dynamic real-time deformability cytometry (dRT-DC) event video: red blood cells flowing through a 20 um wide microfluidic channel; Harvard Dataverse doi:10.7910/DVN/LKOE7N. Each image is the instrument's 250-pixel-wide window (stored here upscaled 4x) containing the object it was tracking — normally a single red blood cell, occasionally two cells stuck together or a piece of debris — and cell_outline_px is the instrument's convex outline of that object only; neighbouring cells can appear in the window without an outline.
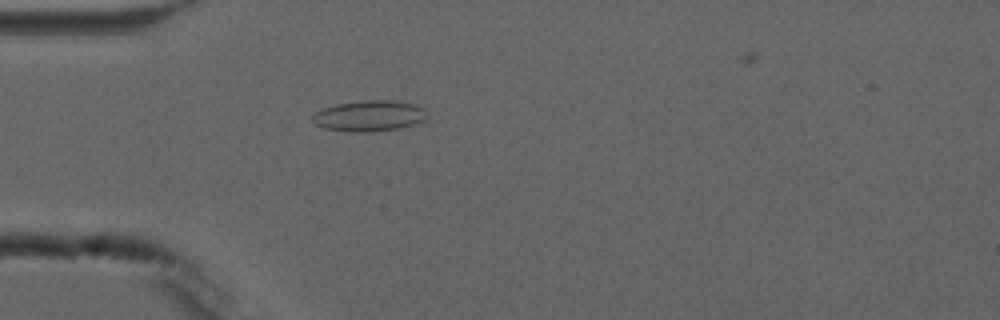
{"species": "common noctule bat (a hibernating species)", "species_latin": "Nyctalus noctula", "temperature_condition": "cold", "stored_images_in_passage": 3, "camera_frame_rate_fps": 3000, "um_per_image_px": 0.085, "animal": {"sex": "male", "forearm_length_mm": 52.5}, "frame": {"image": 1, "passage_image": 3, "time_ms": 5.0, "image_size_px": [1000, 320], "cell_outline_px": [[428, 116], [424, 120], [412, 124], [396, 128], [360, 132], [352, 132], [324, 128], [316, 124], [312, 120], [312, 116], [316, 112], [324, 108], [336, 104], [364, 100], [392, 100], [416, 104], [424, 108]], "centroid_in_image_um": [31.39, 9.83], "position_along_channel_um": 53.6, "area_um2": 20.35}}